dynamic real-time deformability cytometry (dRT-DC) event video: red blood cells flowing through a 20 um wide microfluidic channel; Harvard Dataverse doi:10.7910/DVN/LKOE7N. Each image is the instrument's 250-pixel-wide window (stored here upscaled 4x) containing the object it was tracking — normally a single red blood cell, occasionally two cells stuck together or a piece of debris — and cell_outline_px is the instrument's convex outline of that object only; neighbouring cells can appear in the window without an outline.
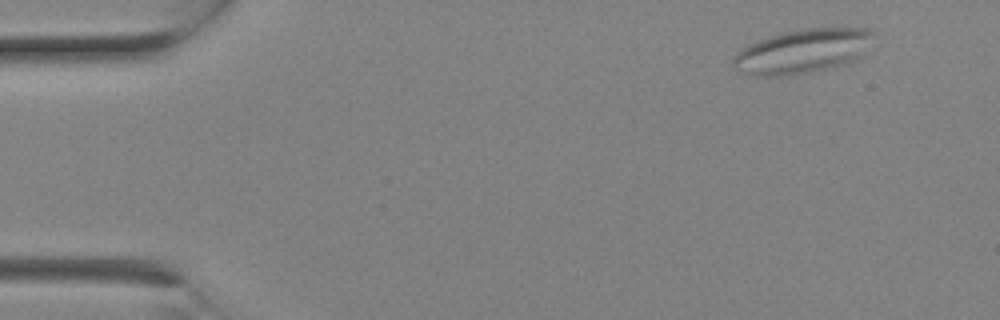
{"species": "Egyptian fruit bat (a non-hibernating species)", "species_latin": "Rousettus aegyptiacus", "temperature_condition": "room temperature", "stored_images_in_passage": 3, "segment_of_instrument_passage": [1, 2], "camera_frame_rate_fps": 3000, "um_per_image_px": 0.085, "animal": {"sex": "female"}, "frame": {"image": 1, "passage_image": 1, "time_ms": 0.0, "image_size_px": [1000, 320], "cell_outline_px": [[876, 32], [860, 56], [856, 60], [848, 64], [808, 72], [784, 76], [752, 76], [736, 68], [732, 64], [732, 60], [744, 48], [768, 36], [784, 32], [804, 28], [868, 28]], "centroid_in_image_um": [68.26, 4.35], "position_along_channel_um": 16.7, "area_um2": 35.72}}